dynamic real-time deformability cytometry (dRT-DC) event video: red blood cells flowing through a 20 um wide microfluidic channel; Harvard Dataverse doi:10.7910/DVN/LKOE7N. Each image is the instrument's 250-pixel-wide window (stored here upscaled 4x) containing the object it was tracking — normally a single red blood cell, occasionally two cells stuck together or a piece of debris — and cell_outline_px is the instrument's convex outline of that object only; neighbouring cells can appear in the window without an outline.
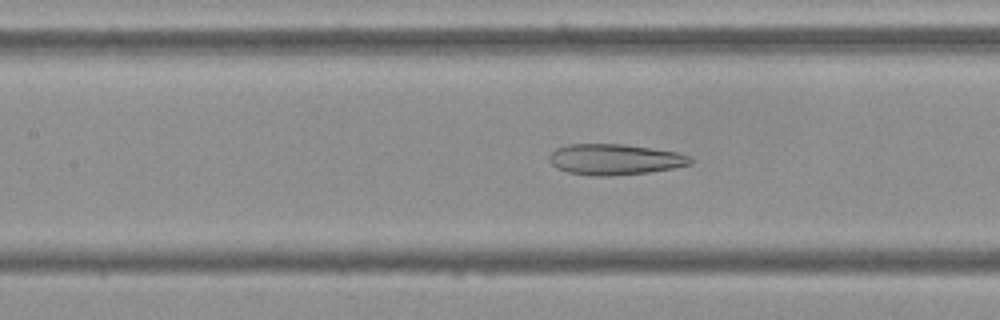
{"species": "Egyptian fruit bat (a non-hibernating species)", "species_latin": "Rousettus aegyptiacus", "temperature_condition": "cold", "stored_images_in_passage": 43, "camera_frame_rate_fps": 3000, "um_per_image_px": 0.085, "frame": {"image": 1, "passage_image": 13, "time_ms": 4.0, "image_size_px": [1000, 320], "cell_outline_px": [[696, 160], [692, 164], [672, 168], [648, 172], [608, 176], [592, 176], [568, 172], [556, 168], [548, 160], [548, 156], [556, 148], [568, 144], [624, 144], [676, 152], [692, 156]], "centroid_in_image_um": [52.26, 13.55], "position_along_channel_um": 155.1, "area_um2": 25.49}}
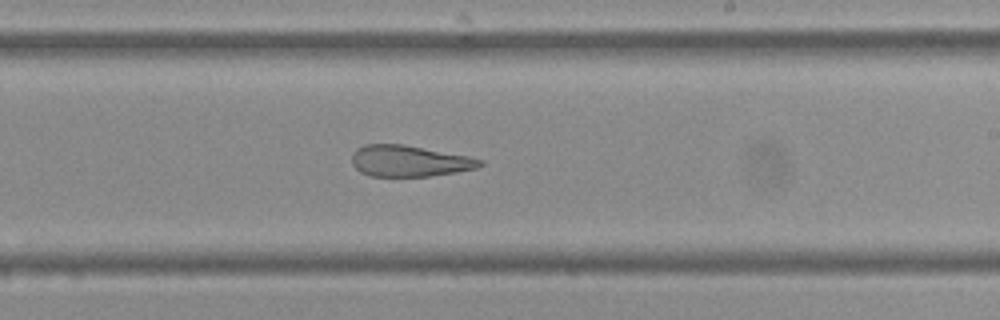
{"frame": {"image": 2, "passage_image": 21, "time_ms": 6.667, "image_size_px": [1000, 320], "cell_outline_px": [[484, 164], [476, 168], [456, 172], [428, 176], [372, 176], [360, 172], [352, 164], [352, 152], [356, 148], [364, 144], [404, 144], [468, 156], [484, 160]], "centroid_in_image_um": [34.77, 13.67], "position_along_channel_um": 254.2, "area_um2": 23.35}}
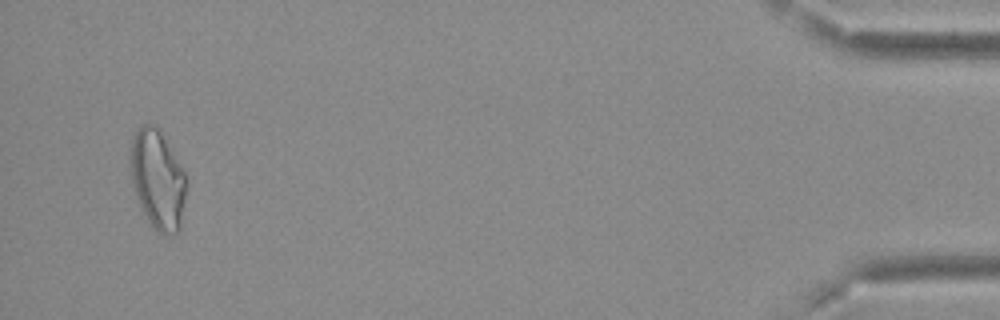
{"frame": {"image": 3, "passage_image": 41, "time_ms": 13.333, "image_size_px": [1000, 320], "cell_outline_px": [[188, 188], [180, 228], [172, 236], [164, 236], [156, 232], [148, 224], [140, 208], [132, 184], [128, 164], [128, 152], [132, 136], [144, 124], [156, 124], [184, 172], [188, 184]], "centroid_in_image_um": [13.37, 15.32], "position_along_channel_um": 421.8, "area_um2": 33.35}, "authors_computed_cell_mechanics": {"area_um2": 26.9926, "velocity_mm_per_s": 3.7257, "shape_relaxation_time_tau1_ms": null, "shape_relaxation_time_tau2_ms": 2.9404, "deformation_change_tau1": null, "deformation_change_tau2": 0.1361}}